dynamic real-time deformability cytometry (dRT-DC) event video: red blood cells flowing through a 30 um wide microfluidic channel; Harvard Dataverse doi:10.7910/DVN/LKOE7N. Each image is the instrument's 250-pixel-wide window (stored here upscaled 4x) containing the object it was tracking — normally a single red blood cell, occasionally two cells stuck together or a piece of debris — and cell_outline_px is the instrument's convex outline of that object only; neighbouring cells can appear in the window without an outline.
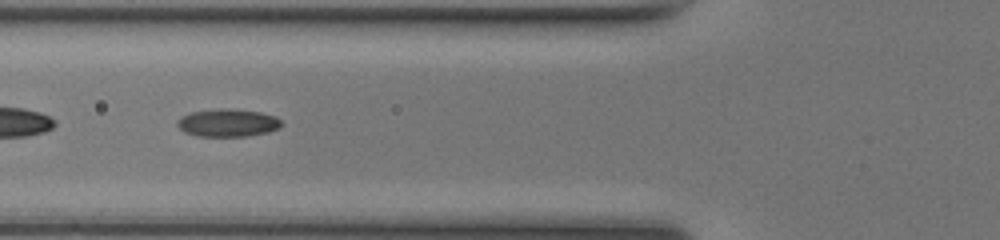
{"species": "common noctule bat (a hibernating species)", "species_latin": "Nyctalus noctula", "temperature_condition": "room temperature", "stored_images_in_passage": 49, "segment_of_instrument_passage": [2, 2], "camera_frame_rate_fps": 3000, "um_per_image_px": 0.085, "animal": {"sex": "female", "body_mass_g": 17.0, "forearm_length_mm": 48.0}, "frame": {"image": 1, "passage_image": 19, "time_ms": 6.0, "image_size_px": [1000, 240], "cell_outline_px": [[284, 124], [280, 128], [268, 132], [244, 136], [200, 136], [184, 132], [176, 124], [176, 120], [180, 116], [192, 112], [260, 112], [276, 116]], "centroid_in_image_um": [19.38, 10.5], "position_along_channel_um": 106.4, "area_um2": 15.84}}
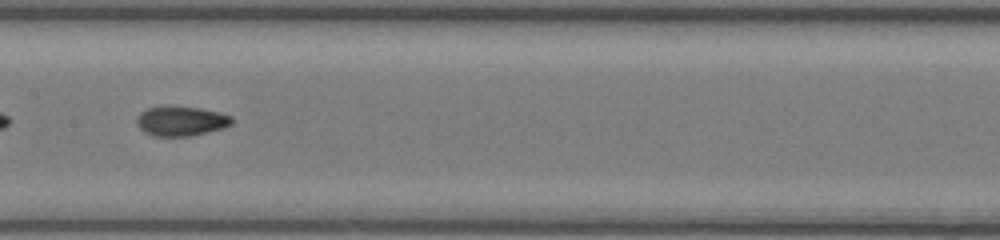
{"frame": {"image": 2, "passage_image": 25, "time_ms": 8.0, "image_size_px": [1000, 240], "cell_outline_px": [[232, 124], [224, 128], [192, 136], [152, 136], [144, 132], [140, 128], [136, 120], [140, 112], [148, 108], [200, 108], [220, 112], [232, 116]], "centroid_in_image_um": [15.43, 10.32], "position_along_channel_um": 192.0, "area_um2": 16.13}}
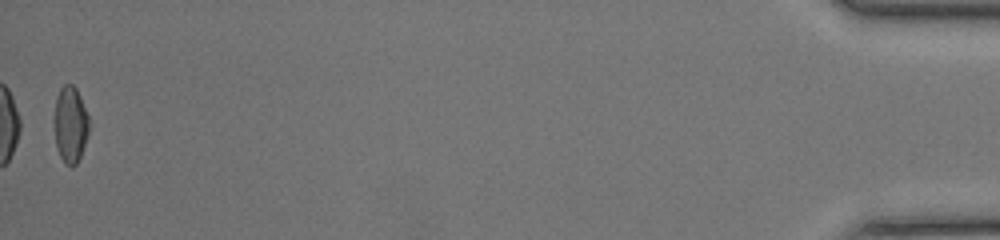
{"frame": {"image": 3, "passage_image": 49, "time_ms": 16.0, "image_size_px": [1000, 240], "cell_outline_px": [[88, 132], [80, 156], [76, 164], [72, 168], [64, 164], [56, 148], [56, 96], [60, 88], [64, 84], [72, 84], [76, 88], [80, 96], [88, 116]], "centroid_in_image_um": [5.99, 10.6], "position_along_channel_um": 429.2, "area_um2": 15.09}}